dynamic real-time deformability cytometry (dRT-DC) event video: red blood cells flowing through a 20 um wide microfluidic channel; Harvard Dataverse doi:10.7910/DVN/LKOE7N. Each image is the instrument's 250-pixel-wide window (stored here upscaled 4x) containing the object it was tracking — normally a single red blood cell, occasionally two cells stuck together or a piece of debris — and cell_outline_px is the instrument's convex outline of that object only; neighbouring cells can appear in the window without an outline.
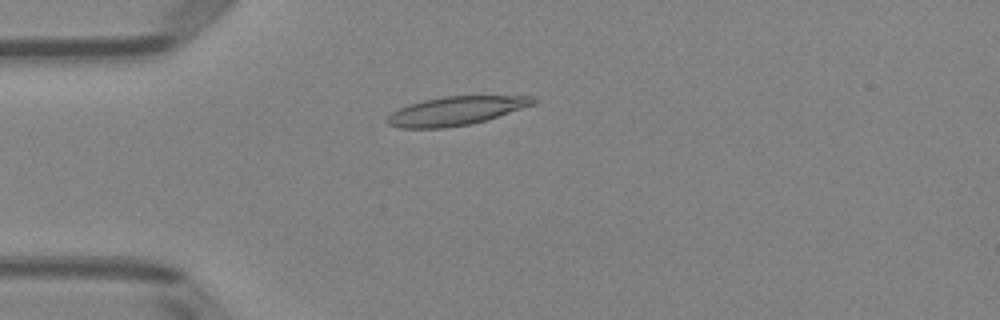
{"species": "Egyptian fruit bat (a non-hibernating species)", "species_latin": "Rousettus aegyptiacus", "temperature_condition": "room temperature", "stored_images_in_passage": 50, "camera_frame_rate_fps": 3000, "um_per_image_px": 0.085, "animal": {"sex": "female"}, "frame": {"image": 1, "passage_image": 13, "time_ms": 4.0, "image_size_px": [1000, 320], "cell_outline_px": [[540, 100], [536, 104], [484, 120], [468, 124], [444, 128], [400, 128], [388, 124], [388, 116], [392, 112], [408, 104], [424, 100], [444, 96], [536, 96]], "centroid_in_image_um": [38.79, 9.41], "position_along_channel_um": 46.2, "area_um2": 24.22}}
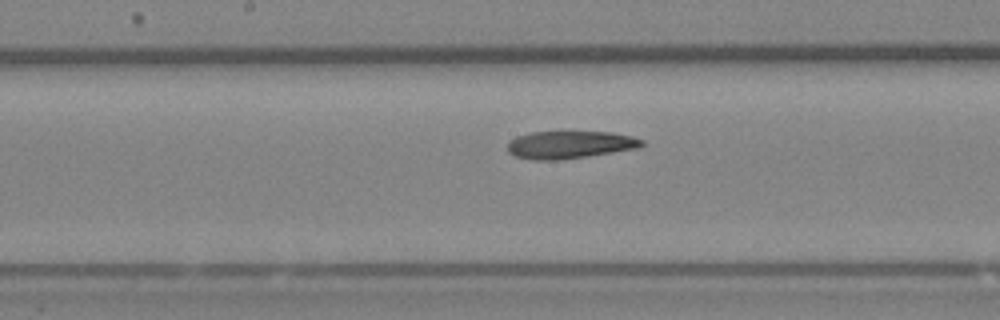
{"frame": {"image": 2, "passage_image": 26, "time_ms": 8.333, "image_size_px": [1000, 320], "cell_outline_px": [[644, 144], [640, 148], [588, 156], [556, 160], [536, 160], [516, 156], [508, 152], [508, 144], [516, 136], [532, 132], [612, 132], [632, 136], [644, 140]], "centroid_in_image_um": [48.48, 12.3], "position_along_channel_um": 199.7, "area_um2": 21.5}}
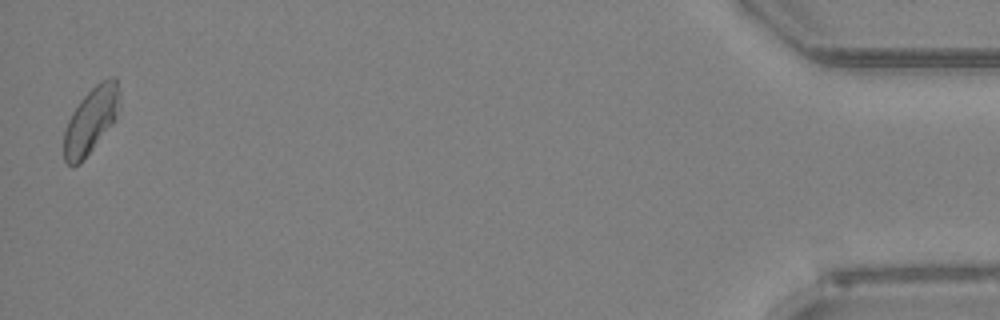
{"frame": {"image": 3, "passage_image": 50, "time_ms": 16.333, "image_size_px": [1000, 320], "cell_outline_px": [[120, 96], [112, 120], [92, 148], [80, 164], [72, 168], [64, 160], [64, 132], [68, 120], [72, 112], [80, 100], [100, 80], [108, 76], [116, 76], [120, 92]], "centroid_in_image_um": [7.68, 10.19], "position_along_channel_um": 427.5, "area_um2": 20.75}}